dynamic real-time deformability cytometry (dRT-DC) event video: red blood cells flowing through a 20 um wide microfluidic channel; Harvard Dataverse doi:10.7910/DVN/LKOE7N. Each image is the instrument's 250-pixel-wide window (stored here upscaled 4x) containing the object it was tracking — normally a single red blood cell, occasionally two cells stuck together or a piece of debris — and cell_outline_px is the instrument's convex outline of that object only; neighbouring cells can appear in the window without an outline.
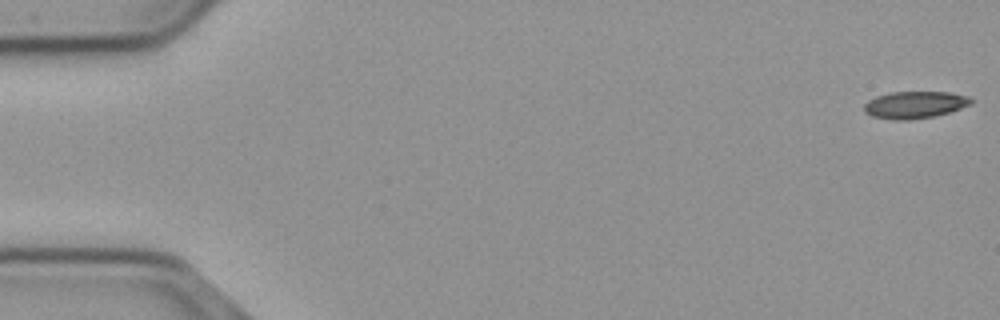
{"species": "common noctule bat (a hibernating species)", "species_latin": "Nyctalus noctula", "temperature_condition": "cold", "stored_images_in_passage": 56, "camera_frame_rate_fps": 3000, "um_per_image_px": 0.085, "animal": {"sex": "male", "body_mass_g": 23.1, "forearm_length_mm": 52.7}, "frame": {"image": 1, "passage_image": 1, "time_ms": 0.0, "image_size_px": [1000, 320], "cell_outline_px": [[972, 104], [948, 112], [932, 116], [908, 120], [892, 120], [872, 116], [864, 112], [864, 104], [868, 100], [876, 96], [892, 92], [948, 92], [968, 96], [972, 100]], "centroid_in_image_um": [77.72, 8.9], "position_along_channel_um": 7.3, "area_um2": 16.76}}
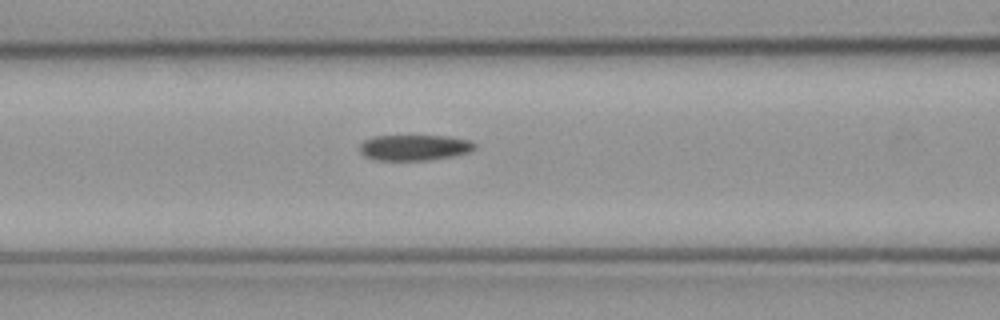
{"frame": {"image": 2, "passage_image": 23, "time_ms": 7.333, "image_size_px": [1000, 320], "cell_outline_px": [[476, 148], [468, 152], [452, 156], [428, 160], [372, 160], [364, 156], [360, 152], [360, 144], [364, 140], [372, 136], [448, 136], [472, 140], [476, 144]], "centroid_in_image_um": [35.22, 12.54], "position_along_channel_um": 131.4, "area_um2": 17.4}}
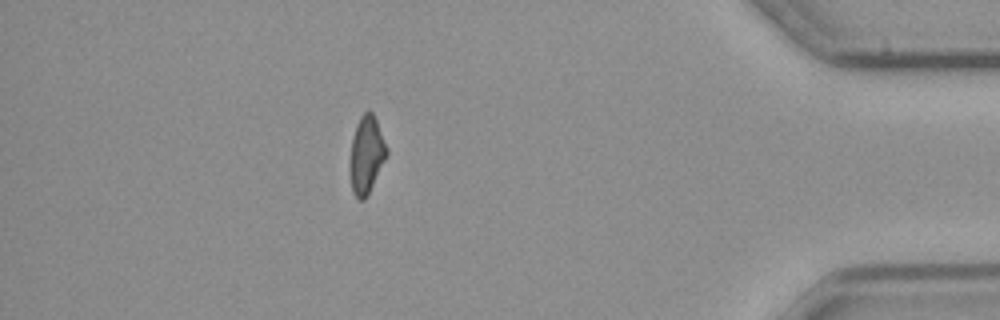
{"frame": {"image": 3, "passage_image": 49, "time_ms": 16.0, "image_size_px": [1000, 320], "cell_outline_px": [[388, 156], [368, 196], [364, 200], [356, 200], [352, 192], [352, 140], [356, 124], [360, 116], [364, 112], [372, 112], [376, 120], [388, 148]], "centroid_in_image_um": [31.2, 13.19], "position_along_channel_um": 404.0, "area_um2": 16.36}, "authors_computed_cell_mechanics": {"area_um2": 17.4845, "velocity_mm_per_s": 3.7018, "shape_relaxation_time_tau1_ms": null, "shape_relaxation_time_tau2_ms": 9.4986, "deformation_change_tau1": null, "deformation_change_tau2": 0.2014}}